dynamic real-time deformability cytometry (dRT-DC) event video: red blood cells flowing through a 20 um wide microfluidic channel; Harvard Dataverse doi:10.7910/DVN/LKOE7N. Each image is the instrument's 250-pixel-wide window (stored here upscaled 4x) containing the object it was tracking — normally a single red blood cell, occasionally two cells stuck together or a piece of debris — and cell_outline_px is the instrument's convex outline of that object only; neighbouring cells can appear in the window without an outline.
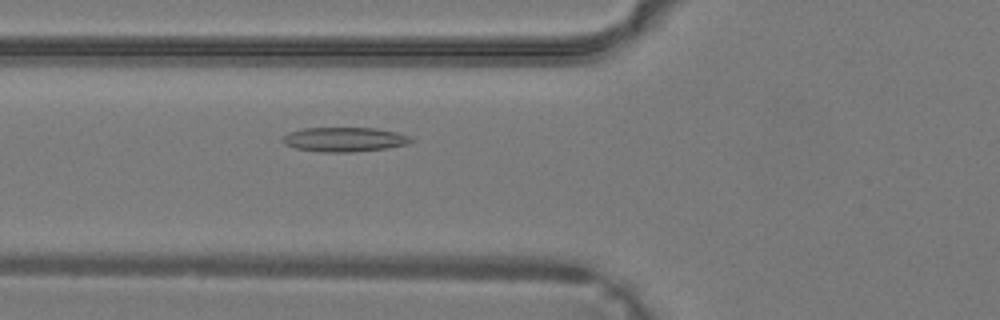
{"species": "common noctule bat (a hibernating species)", "species_latin": "Nyctalus noctula", "temperature_condition": "warm", "stored_images_in_passage": 24, "camera_frame_rate_fps": 3000, "um_per_image_px": 0.085, "animal": {"sex": "male", "body_mass_g": 19.2, "forearm_length_mm": 51.8}, "frame": {"image": 1, "passage_image": 3, "time_ms": 0.667, "image_size_px": [1000, 320], "cell_outline_px": [[412, 140], [408, 144], [384, 148], [352, 152], [320, 152], [296, 148], [284, 144], [280, 140], [280, 136], [288, 132], [304, 128], [376, 128], [396, 132], [408, 136]], "centroid_in_image_um": [29.18, 11.85], "position_along_channel_um": 96.6, "area_um2": 18.26}}
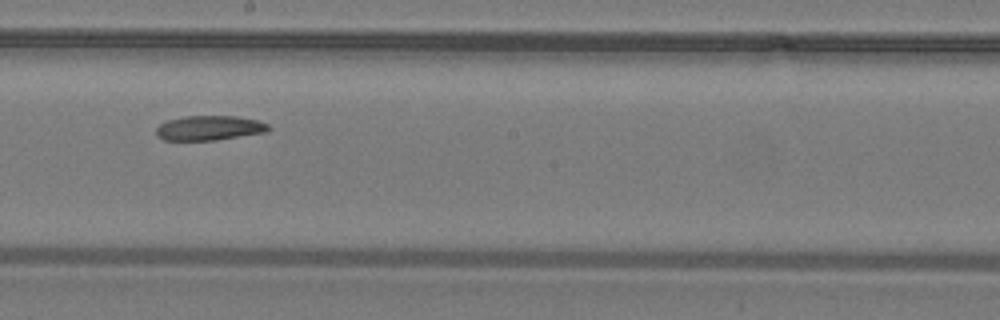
{"frame": {"image": 2, "passage_image": 11, "time_ms": 3.333, "image_size_px": [1000, 320], "cell_outline_px": [[272, 128], [268, 132], [216, 140], [164, 140], [156, 136], [156, 128], [160, 124], [168, 120], [184, 116], [236, 116], [256, 120], [268, 124]], "centroid_in_image_um": [17.81, 10.88], "position_along_channel_um": 230.4, "area_um2": 16.24}}
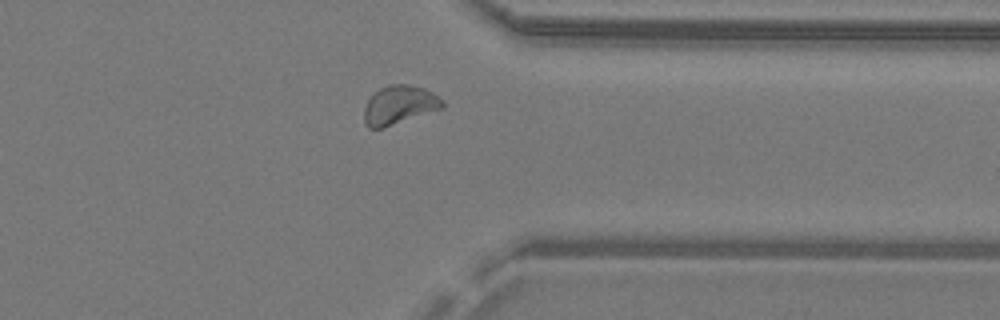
{"frame": {"image": 3, "passage_image": 20, "time_ms": 6.333, "image_size_px": [1000, 320], "cell_outline_px": [[444, 108], [384, 128], [368, 128], [364, 124], [364, 108], [368, 100], [380, 88], [388, 84], [408, 84], [424, 88], [432, 92], [444, 100]], "centroid_in_image_um": [33.96, 8.93], "position_along_channel_um": 377.4, "area_um2": 17.86}}